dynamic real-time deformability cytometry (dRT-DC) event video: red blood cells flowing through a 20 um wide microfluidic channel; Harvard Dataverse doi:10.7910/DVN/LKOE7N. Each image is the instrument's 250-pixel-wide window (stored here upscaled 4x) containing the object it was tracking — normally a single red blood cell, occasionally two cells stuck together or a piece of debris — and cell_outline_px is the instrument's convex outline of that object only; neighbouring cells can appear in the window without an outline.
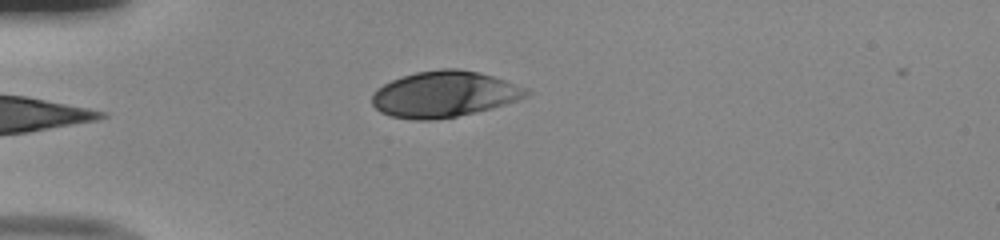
{"species": "human", "species_latin": "Homo sapiens", "temperature_condition": "room temperature", "stored_images_in_passage": 31, "camera_frame_rate_fps": 3000, "um_per_image_px": 0.085, "donor": {"sex": "male"}, "frame": {"image": 1, "passage_image": 1, "time_ms": 0.0, "image_size_px": [1000, 240], "cell_outline_px": [[532, 92], [528, 96], [516, 100], [488, 108], [456, 116], [432, 120], [416, 120], [392, 116], [380, 112], [372, 104], [372, 96], [376, 88], [392, 80], [416, 72], [440, 68], [456, 68], [480, 72], [528, 88]], "centroid_in_image_um": [37.74, 7.99], "position_along_channel_um": 47.3, "area_um2": 41.04}}
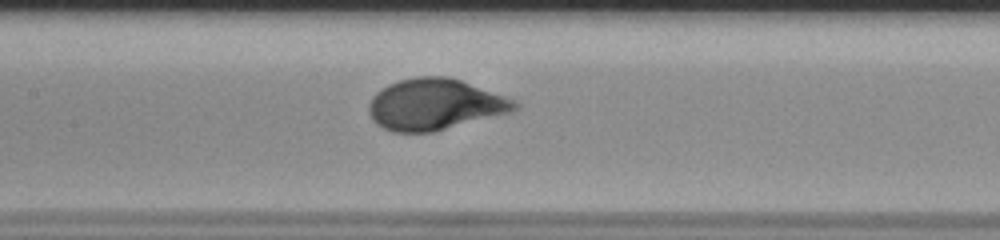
{"frame": {"image": 2, "passage_image": 12, "time_ms": 3.667, "image_size_px": [1000, 240], "cell_outline_px": [[520, 108], [512, 112], [432, 132], [392, 132], [376, 124], [372, 120], [368, 112], [368, 104], [372, 96], [380, 88], [388, 84], [400, 80], [420, 76], [444, 76], [460, 80], [516, 100], [520, 104]], "centroid_in_image_um": [36.95, 8.88], "position_along_channel_um": 170.5, "area_um2": 43.58}}
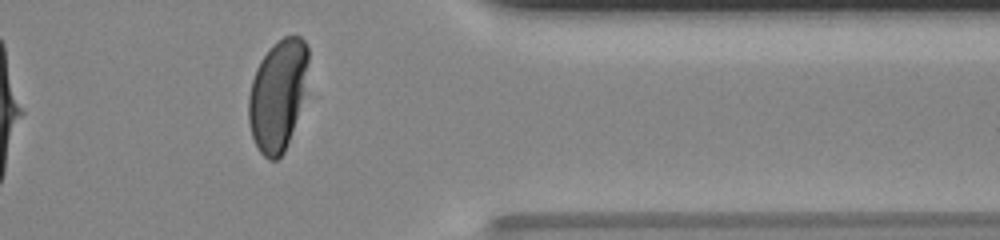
{"frame": {"image": 3, "passage_image": 29, "time_ms": 9.333, "image_size_px": [1000, 240], "cell_outline_px": [[308, 60], [304, 92], [288, 144], [284, 152], [276, 160], [268, 160], [260, 152], [252, 136], [248, 120], [248, 96], [252, 80], [256, 68], [260, 60], [272, 44], [284, 36], [300, 36], [308, 44]], "centroid_in_image_um": [23.59, 8.06], "position_along_channel_um": 387.8, "area_um2": 38.44}, "authors_computed_cell_mechanics": {"area_um2": 42.483, "velocity_mm_per_s": 4.0113, "shape_relaxation_time_tau1_ms": 2.8939, "shape_relaxation_time_tau2_ms": null, "deformation_change_tau1": 0.1747, "deformation_change_tau2": null}}